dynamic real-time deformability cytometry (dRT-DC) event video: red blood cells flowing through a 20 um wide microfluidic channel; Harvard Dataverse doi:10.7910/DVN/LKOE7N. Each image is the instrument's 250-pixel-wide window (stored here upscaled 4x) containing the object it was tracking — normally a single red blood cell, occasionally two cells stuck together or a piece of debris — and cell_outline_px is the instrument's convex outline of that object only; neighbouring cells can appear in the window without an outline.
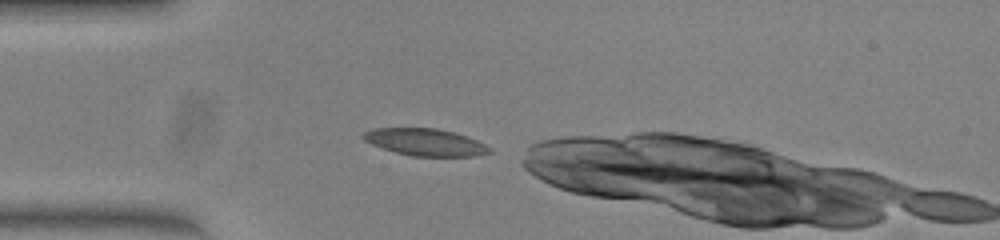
{"species": "common noctule bat (a hibernating species)", "species_latin": "Nyctalus noctula", "temperature_condition": "warm", "stored_images_in_passage": 2, "camera_frame_rate_fps": 3000, "um_per_image_px": 0.085, "animal": {"sex": "female", "body_mass_g": 23.0, "forearm_length_mm": 53.4}, "frame": {"image": 1, "passage_image": 1, "time_ms": 0.0, "image_size_px": [1000, 240], "cell_outline_px": [[492, 152], [476, 156], [412, 156], [396, 152], [372, 144], [364, 140], [360, 136], [364, 132], [372, 128], [436, 128], [452, 132], [476, 140], [492, 148]], "centroid_in_image_um": [36.13, 12.08], "position_along_channel_um": 48.9, "area_um2": 19.77}}